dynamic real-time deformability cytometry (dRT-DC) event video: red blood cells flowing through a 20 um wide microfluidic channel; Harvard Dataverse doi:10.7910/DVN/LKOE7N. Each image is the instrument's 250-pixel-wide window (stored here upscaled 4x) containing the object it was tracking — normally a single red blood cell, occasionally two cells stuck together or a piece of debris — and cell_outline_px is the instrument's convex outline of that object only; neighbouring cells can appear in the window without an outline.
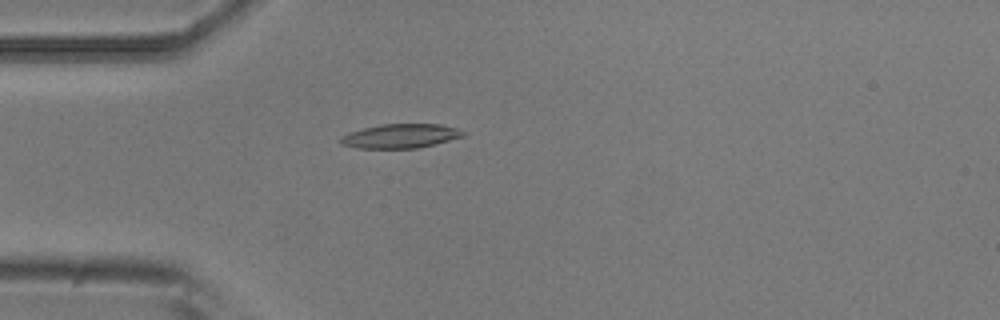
{"species": "common noctule bat (a hibernating species)", "species_latin": "Nyctalus noctula", "temperature_condition": "room temperature", "stored_images_in_passage": 3, "camera_frame_rate_fps": 3000, "um_per_image_px": 0.085, "animal": {"sex": "male", "body_mass_g": 20.5, "forearm_length_mm": 52.5}, "frame": {"image": 1, "passage_image": 3, "time_ms": 0.667, "image_size_px": [1000, 320], "cell_outline_px": [[468, 132], [464, 136], [416, 148], [356, 148], [340, 144], [340, 136], [348, 132], [380, 124], [440, 124], [456, 128]], "centroid_in_image_um": [34.01, 11.55], "position_along_channel_um": 51.0, "area_um2": 17.22}}